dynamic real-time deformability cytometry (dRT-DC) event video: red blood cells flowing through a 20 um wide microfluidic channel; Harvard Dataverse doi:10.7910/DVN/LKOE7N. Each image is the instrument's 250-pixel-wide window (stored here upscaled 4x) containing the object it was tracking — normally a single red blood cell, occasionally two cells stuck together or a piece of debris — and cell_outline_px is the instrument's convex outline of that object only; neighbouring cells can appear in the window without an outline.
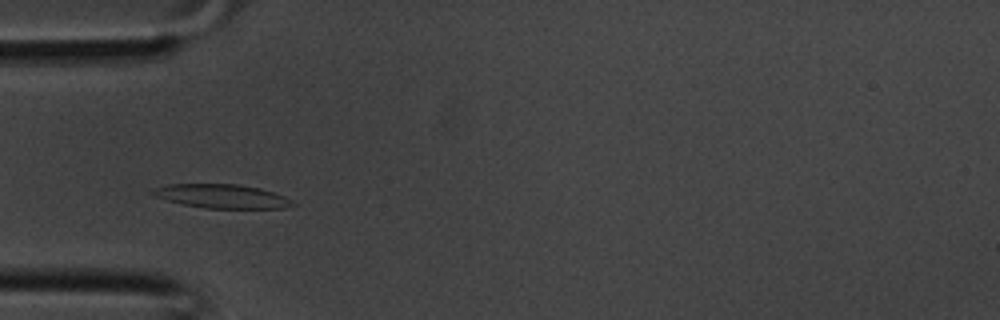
{"species": "common noctule bat (a hibernating species)", "species_latin": "Nyctalus noctula", "temperature_condition": "room temperature", "stored_images_in_passage": 33, "camera_frame_rate_fps": 3000, "um_per_image_px": 0.085, "animal": {"sex": "male", "body_mass_g": 20.1, "forearm_length_mm": 53.5}, "frame": {"image": 1, "passage_image": 7, "time_ms": 2.0, "image_size_px": [1000, 320], "cell_outline_px": [[296, 204], [284, 208], [204, 208], [180, 204], [156, 196], [148, 192], [156, 188], [168, 184], [236, 184], [260, 188], [284, 196], [292, 200]], "centroid_in_image_um": [18.85, 16.68], "position_along_channel_um": 66.1, "area_um2": 19.36}}
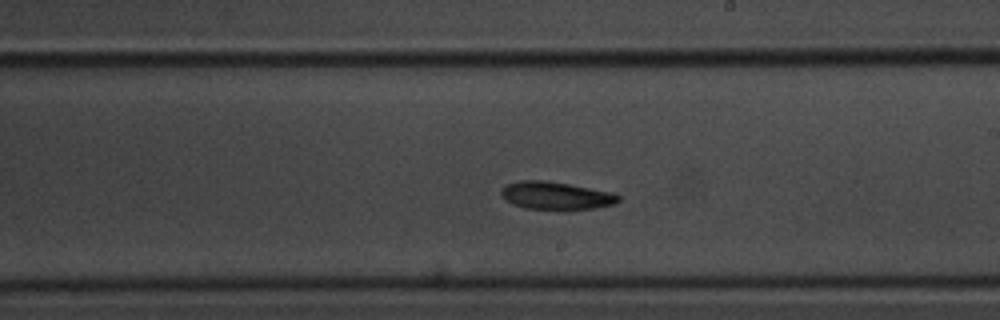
{"frame": {"image": 2, "passage_image": 17, "time_ms": 5.333, "image_size_px": [1000, 320], "cell_outline_px": [[620, 200], [616, 204], [596, 208], [568, 212], [564, 212], [524, 208], [512, 204], [504, 200], [500, 192], [504, 184], [520, 180], [544, 180], [616, 192], [620, 196]], "centroid_in_image_um": [47.29, 16.67], "position_along_channel_um": 241.7, "area_um2": 20.06}}
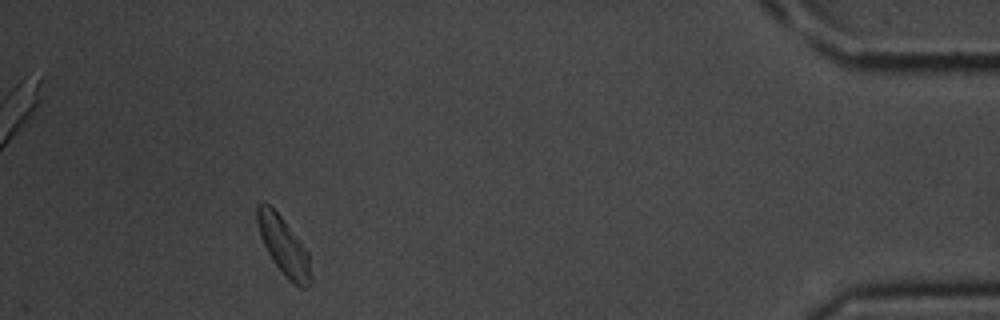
{"frame": {"image": 3, "passage_image": 30, "time_ms": 9.667, "image_size_px": [1000, 320], "cell_outline_px": [[312, 280], [304, 288], [300, 288], [292, 284], [288, 280], [272, 260], [260, 236], [256, 220], [256, 204], [260, 200], [264, 200], [284, 220], [308, 252], [312, 276]], "centroid_in_image_um": [24.09, 20.9], "position_along_channel_um": 411.1, "area_um2": 18.21}}